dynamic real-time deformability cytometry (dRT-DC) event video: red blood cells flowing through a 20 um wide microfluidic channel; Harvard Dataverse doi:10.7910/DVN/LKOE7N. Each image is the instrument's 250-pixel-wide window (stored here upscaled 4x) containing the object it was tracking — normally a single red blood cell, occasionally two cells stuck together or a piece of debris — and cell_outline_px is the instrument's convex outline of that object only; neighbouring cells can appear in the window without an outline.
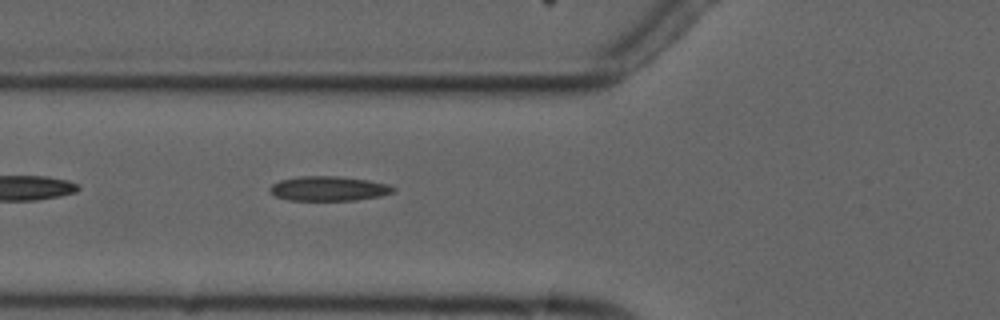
{"species": "common noctule bat (a hibernating species)", "species_latin": "Nyctalus noctula", "temperature_condition": "cold", "stored_images_in_passage": 5, "camera_frame_rate_fps": 3000, "um_per_image_px": 0.085, "animal": {"sex": "male", "forearm_length_mm": 52.5}, "frame": {"image": 1, "passage_image": 5, "time_ms": 5.667, "image_size_px": [1000, 320], "cell_outline_px": [[396, 192], [380, 196], [356, 200], [288, 200], [276, 196], [268, 188], [272, 184], [280, 180], [300, 176], [336, 176], [368, 180], [388, 184], [396, 188]], "centroid_in_image_um": [27.97, 16.03], "position_along_channel_um": 97.8, "area_um2": 17.69}}